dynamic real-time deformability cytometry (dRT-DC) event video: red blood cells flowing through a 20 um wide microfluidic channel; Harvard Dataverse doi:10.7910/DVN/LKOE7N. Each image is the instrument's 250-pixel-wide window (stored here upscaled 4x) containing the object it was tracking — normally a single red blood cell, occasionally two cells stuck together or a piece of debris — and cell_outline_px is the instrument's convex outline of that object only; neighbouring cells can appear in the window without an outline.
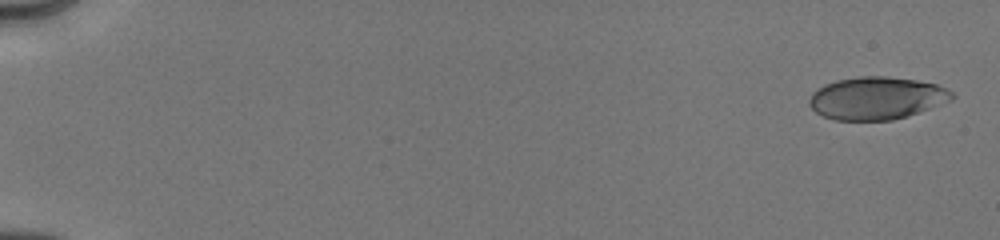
{"species": "human", "species_latin": "Homo sapiens", "temperature_condition": "cold", "stored_images_in_passage": 11, "camera_frame_rate_fps": 3000, "um_per_image_px": 0.085, "donor": {"sex": "male"}, "frame": {"image": 1, "passage_image": 1, "time_ms": 0.0, "image_size_px": [1000, 240], "cell_outline_px": [[956, 96], [952, 100], [908, 116], [892, 120], [836, 120], [824, 116], [816, 112], [808, 104], [808, 100], [812, 92], [816, 88], [824, 84], [836, 80], [860, 76], [884, 76], [916, 80], [936, 84], [952, 92]], "centroid_in_image_um": [74.49, 8.34], "position_along_channel_um": 10.5, "area_um2": 35.49}}
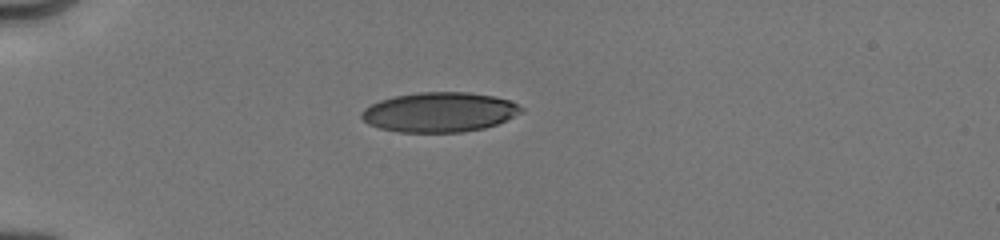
{"frame": {"image": 2, "passage_image": 8, "time_ms": 4.667, "image_size_px": [1000, 240], "cell_outline_px": [[524, 112], [496, 124], [484, 128], [460, 132], [400, 132], [380, 128], [368, 124], [360, 116], [360, 112], [364, 108], [380, 100], [396, 96], [420, 92], [468, 92], [492, 96], [508, 100], [524, 108]], "centroid_in_image_um": [37.35, 9.53], "position_along_channel_um": 47.7, "area_um2": 36.82}}
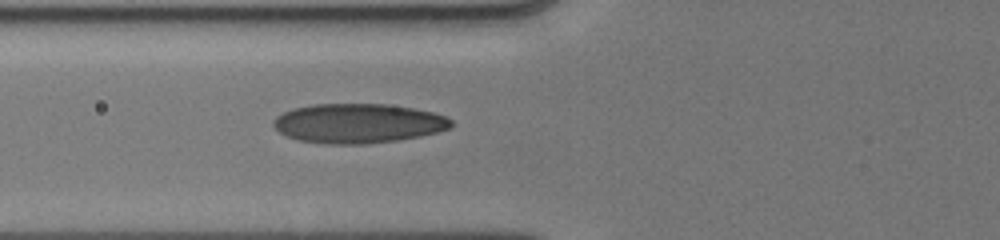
{"frame": {"image": 3, "passage_image": 11, "time_ms": 6.667, "image_size_px": [1000, 240], "cell_outline_px": [[452, 124], [448, 128], [436, 132], [420, 136], [396, 140], [364, 144], [328, 144], [300, 140], [288, 136], [280, 132], [272, 124], [272, 120], [276, 116], [292, 108], [316, 104], [388, 104], [412, 108], [432, 112], [444, 116], [452, 120]], "centroid_in_image_um": [30.41, 10.48], "position_along_channel_um": 95.4, "area_um2": 40.63}}